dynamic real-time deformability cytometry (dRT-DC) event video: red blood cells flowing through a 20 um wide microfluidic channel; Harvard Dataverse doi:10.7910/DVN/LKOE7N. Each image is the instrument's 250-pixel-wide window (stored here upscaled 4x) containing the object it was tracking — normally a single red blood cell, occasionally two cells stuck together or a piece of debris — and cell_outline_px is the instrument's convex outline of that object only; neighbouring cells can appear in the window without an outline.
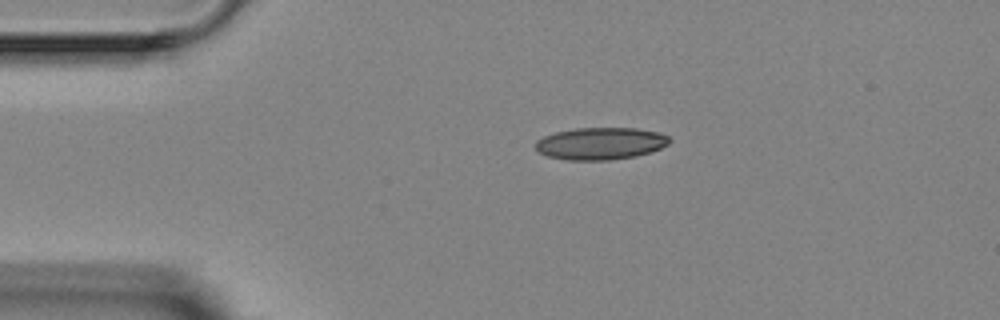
{"species": "Egyptian fruit bat (a non-hibernating species)", "species_latin": "Rousettus aegyptiacus", "temperature_condition": "room temperature", "stored_images_in_passage": 2, "camera_frame_rate_fps": 3000, "um_per_image_px": 0.085, "animal": {"sex": "female"}, "frame": {"image": 1, "passage_image": 1, "time_ms": 0.0, "image_size_px": [1000, 320], "cell_outline_px": [[672, 140], [668, 144], [660, 148], [636, 156], [608, 160], [568, 160], [548, 156], [540, 152], [536, 148], [536, 140], [544, 136], [556, 132], [576, 128], [636, 128], [656, 132], [668, 136]], "centroid_in_image_um": [51.04, 12.19], "position_along_channel_um": 34.0, "area_um2": 24.91}}